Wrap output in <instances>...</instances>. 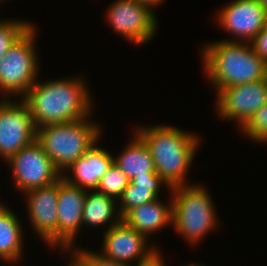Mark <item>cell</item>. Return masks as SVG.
<instances>
[{
  "label": "cell",
  "instance_id": "obj_1",
  "mask_svg": "<svg viewBox=\"0 0 267 266\" xmlns=\"http://www.w3.org/2000/svg\"><path fill=\"white\" fill-rule=\"evenodd\" d=\"M78 77L36 81L22 97L37 128L91 118L92 95L88 83Z\"/></svg>",
  "mask_w": 267,
  "mask_h": 266
},
{
  "label": "cell",
  "instance_id": "obj_2",
  "mask_svg": "<svg viewBox=\"0 0 267 266\" xmlns=\"http://www.w3.org/2000/svg\"><path fill=\"white\" fill-rule=\"evenodd\" d=\"M141 126L134 132L147 145L157 174L170 188L190 185L186 177L201 143L199 136L172 125Z\"/></svg>",
  "mask_w": 267,
  "mask_h": 266
},
{
  "label": "cell",
  "instance_id": "obj_3",
  "mask_svg": "<svg viewBox=\"0 0 267 266\" xmlns=\"http://www.w3.org/2000/svg\"><path fill=\"white\" fill-rule=\"evenodd\" d=\"M201 50L205 75L217 92L267 78V63L250 42L220 40L206 43Z\"/></svg>",
  "mask_w": 267,
  "mask_h": 266
},
{
  "label": "cell",
  "instance_id": "obj_4",
  "mask_svg": "<svg viewBox=\"0 0 267 266\" xmlns=\"http://www.w3.org/2000/svg\"><path fill=\"white\" fill-rule=\"evenodd\" d=\"M100 126L89 117L67 123L48 124L37 128V141L63 175L78 158L99 143L102 135Z\"/></svg>",
  "mask_w": 267,
  "mask_h": 266
},
{
  "label": "cell",
  "instance_id": "obj_5",
  "mask_svg": "<svg viewBox=\"0 0 267 266\" xmlns=\"http://www.w3.org/2000/svg\"><path fill=\"white\" fill-rule=\"evenodd\" d=\"M172 225L180 236L195 246L218 226L216 208L207 188L190 184L171 188Z\"/></svg>",
  "mask_w": 267,
  "mask_h": 266
},
{
  "label": "cell",
  "instance_id": "obj_6",
  "mask_svg": "<svg viewBox=\"0 0 267 266\" xmlns=\"http://www.w3.org/2000/svg\"><path fill=\"white\" fill-rule=\"evenodd\" d=\"M32 25L0 59V91L4 97L21 98L38 80L39 62L35 38L38 31Z\"/></svg>",
  "mask_w": 267,
  "mask_h": 266
},
{
  "label": "cell",
  "instance_id": "obj_7",
  "mask_svg": "<svg viewBox=\"0 0 267 266\" xmlns=\"http://www.w3.org/2000/svg\"><path fill=\"white\" fill-rule=\"evenodd\" d=\"M5 163L12 170L14 187L22 194L31 189L52 185L62 178V174L37 140L23 147Z\"/></svg>",
  "mask_w": 267,
  "mask_h": 266
},
{
  "label": "cell",
  "instance_id": "obj_8",
  "mask_svg": "<svg viewBox=\"0 0 267 266\" xmlns=\"http://www.w3.org/2000/svg\"><path fill=\"white\" fill-rule=\"evenodd\" d=\"M106 19L114 32L141 46L155 36L158 20L149 6L136 0H114L106 9Z\"/></svg>",
  "mask_w": 267,
  "mask_h": 266
},
{
  "label": "cell",
  "instance_id": "obj_9",
  "mask_svg": "<svg viewBox=\"0 0 267 266\" xmlns=\"http://www.w3.org/2000/svg\"><path fill=\"white\" fill-rule=\"evenodd\" d=\"M0 99V157L7 161L37 140V127L27 104L21 99Z\"/></svg>",
  "mask_w": 267,
  "mask_h": 266
},
{
  "label": "cell",
  "instance_id": "obj_10",
  "mask_svg": "<svg viewBox=\"0 0 267 266\" xmlns=\"http://www.w3.org/2000/svg\"><path fill=\"white\" fill-rule=\"evenodd\" d=\"M216 96L218 117L236 120L241 129L267 103V78L222 88Z\"/></svg>",
  "mask_w": 267,
  "mask_h": 266
},
{
  "label": "cell",
  "instance_id": "obj_11",
  "mask_svg": "<svg viewBox=\"0 0 267 266\" xmlns=\"http://www.w3.org/2000/svg\"><path fill=\"white\" fill-rule=\"evenodd\" d=\"M217 11V24L235 37L225 41L251 42L267 25V10L258 0H232Z\"/></svg>",
  "mask_w": 267,
  "mask_h": 266
},
{
  "label": "cell",
  "instance_id": "obj_12",
  "mask_svg": "<svg viewBox=\"0 0 267 266\" xmlns=\"http://www.w3.org/2000/svg\"><path fill=\"white\" fill-rule=\"evenodd\" d=\"M58 192L59 180L23 193L32 229L53 249L58 247Z\"/></svg>",
  "mask_w": 267,
  "mask_h": 266
},
{
  "label": "cell",
  "instance_id": "obj_13",
  "mask_svg": "<svg viewBox=\"0 0 267 266\" xmlns=\"http://www.w3.org/2000/svg\"><path fill=\"white\" fill-rule=\"evenodd\" d=\"M102 248L100 254L114 261L131 265L135 260L138 265L149 259L159 247H154L148 243V239L126 225L122 220L104 231Z\"/></svg>",
  "mask_w": 267,
  "mask_h": 266
},
{
  "label": "cell",
  "instance_id": "obj_14",
  "mask_svg": "<svg viewBox=\"0 0 267 266\" xmlns=\"http://www.w3.org/2000/svg\"><path fill=\"white\" fill-rule=\"evenodd\" d=\"M87 191L59 180L58 192V246L76 247L75 239L82 229L83 208ZM74 242V243H73Z\"/></svg>",
  "mask_w": 267,
  "mask_h": 266
},
{
  "label": "cell",
  "instance_id": "obj_15",
  "mask_svg": "<svg viewBox=\"0 0 267 266\" xmlns=\"http://www.w3.org/2000/svg\"><path fill=\"white\" fill-rule=\"evenodd\" d=\"M112 164V153L98 147L96 143L64 172L62 178L69 184L81 187L86 191L97 190L100 179Z\"/></svg>",
  "mask_w": 267,
  "mask_h": 266
},
{
  "label": "cell",
  "instance_id": "obj_16",
  "mask_svg": "<svg viewBox=\"0 0 267 266\" xmlns=\"http://www.w3.org/2000/svg\"><path fill=\"white\" fill-rule=\"evenodd\" d=\"M159 199L129 210L121 220L149 240L152 234L172 226L173 199L169 198L168 204Z\"/></svg>",
  "mask_w": 267,
  "mask_h": 266
},
{
  "label": "cell",
  "instance_id": "obj_17",
  "mask_svg": "<svg viewBox=\"0 0 267 266\" xmlns=\"http://www.w3.org/2000/svg\"><path fill=\"white\" fill-rule=\"evenodd\" d=\"M17 216L0 202V260L11 265L21 261L25 247L23 225Z\"/></svg>",
  "mask_w": 267,
  "mask_h": 266
},
{
  "label": "cell",
  "instance_id": "obj_18",
  "mask_svg": "<svg viewBox=\"0 0 267 266\" xmlns=\"http://www.w3.org/2000/svg\"><path fill=\"white\" fill-rule=\"evenodd\" d=\"M171 188L157 173L154 176H135L117 200V208L121 218L131 209L139 205L157 200L163 186ZM162 186V187H161ZM161 187V188H160Z\"/></svg>",
  "mask_w": 267,
  "mask_h": 266
},
{
  "label": "cell",
  "instance_id": "obj_19",
  "mask_svg": "<svg viewBox=\"0 0 267 266\" xmlns=\"http://www.w3.org/2000/svg\"><path fill=\"white\" fill-rule=\"evenodd\" d=\"M133 138L116 157L113 164L131 180L135 176H154L157 172L152 155L145 142L133 132Z\"/></svg>",
  "mask_w": 267,
  "mask_h": 266
},
{
  "label": "cell",
  "instance_id": "obj_20",
  "mask_svg": "<svg viewBox=\"0 0 267 266\" xmlns=\"http://www.w3.org/2000/svg\"><path fill=\"white\" fill-rule=\"evenodd\" d=\"M91 191V192H90ZM121 221V216L117 208V201L107 195L97 191L88 190L85 196L82 225L88 227L106 226L110 229Z\"/></svg>",
  "mask_w": 267,
  "mask_h": 266
},
{
  "label": "cell",
  "instance_id": "obj_21",
  "mask_svg": "<svg viewBox=\"0 0 267 266\" xmlns=\"http://www.w3.org/2000/svg\"><path fill=\"white\" fill-rule=\"evenodd\" d=\"M129 182L130 180L126 174L116 165L112 164L100 179L97 191L117 201L128 187Z\"/></svg>",
  "mask_w": 267,
  "mask_h": 266
},
{
  "label": "cell",
  "instance_id": "obj_22",
  "mask_svg": "<svg viewBox=\"0 0 267 266\" xmlns=\"http://www.w3.org/2000/svg\"><path fill=\"white\" fill-rule=\"evenodd\" d=\"M32 25L31 22L17 19L0 20V59Z\"/></svg>",
  "mask_w": 267,
  "mask_h": 266
},
{
  "label": "cell",
  "instance_id": "obj_23",
  "mask_svg": "<svg viewBox=\"0 0 267 266\" xmlns=\"http://www.w3.org/2000/svg\"><path fill=\"white\" fill-rule=\"evenodd\" d=\"M240 130L256 143L267 144V103Z\"/></svg>",
  "mask_w": 267,
  "mask_h": 266
},
{
  "label": "cell",
  "instance_id": "obj_24",
  "mask_svg": "<svg viewBox=\"0 0 267 266\" xmlns=\"http://www.w3.org/2000/svg\"><path fill=\"white\" fill-rule=\"evenodd\" d=\"M256 54L267 63V25L250 42Z\"/></svg>",
  "mask_w": 267,
  "mask_h": 266
},
{
  "label": "cell",
  "instance_id": "obj_25",
  "mask_svg": "<svg viewBox=\"0 0 267 266\" xmlns=\"http://www.w3.org/2000/svg\"><path fill=\"white\" fill-rule=\"evenodd\" d=\"M80 250L94 263L95 266H133L127 263H122L118 261H114L112 259H108L100 254L98 251H91L86 249L80 248Z\"/></svg>",
  "mask_w": 267,
  "mask_h": 266
},
{
  "label": "cell",
  "instance_id": "obj_26",
  "mask_svg": "<svg viewBox=\"0 0 267 266\" xmlns=\"http://www.w3.org/2000/svg\"><path fill=\"white\" fill-rule=\"evenodd\" d=\"M160 253L162 252H160V250H157L149 259L134 266H166Z\"/></svg>",
  "mask_w": 267,
  "mask_h": 266
},
{
  "label": "cell",
  "instance_id": "obj_27",
  "mask_svg": "<svg viewBox=\"0 0 267 266\" xmlns=\"http://www.w3.org/2000/svg\"><path fill=\"white\" fill-rule=\"evenodd\" d=\"M75 266H95L77 246L75 247Z\"/></svg>",
  "mask_w": 267,
  "mask_h": 266
},
{
  "label": "cell",
  "instance_id": "obj_28",
  "mask_svg": "<svg viewBox=\"0 0 267 266\" xmlns=\"http://www.w3.org/2000/svg\"><path fill=\"white\" fill-rule=\"evenodd\" d=\"M60 250H62L65 254V252L69 253L72 252L71 258L69 263L66 266H75V247H61Z\"/></svg>",
  "mask_w": 267,
  "mask_h": 266
},
{
  "label": "cell",
  "instance_id": "obj_29",
  "mask_svg": "<svg viewBox=\"0 0 267 266\" xmlns=\"http://www.w3.org/2000/svg\"><path fill=\"white\" fill-rule=\"evenodd\" d=\"M136 1L149 6L151 9L154 8L155 6L157 7V5L158 6L161 5L164 2V0H136Z\"/></svg>",
  "mask_w": 267,
  "mask_h": 266
},
{
  "label": "cell",
  "instance_id": "obj_30",
  "mask_svg": "<svg viewBox=\"0 0 267 266\" xmlns=\"http://www.w3.org/2000/svg\"><path fill=\"white\" fill-rule=\"evenodd\" d=\"M267 10V0H258Z\"/></svg>",
  "mask_w": 267,
  "mask_h": 266
},
{
  "label": "cell",
  "instance_id": "obj_31",
  "mask_svg": "<svg viewBox=\"0 0 267 266\" xmlns=\"http://www.w3.org/2000/svg\"><path fill=\"white\" fill-rule=\"evenodd\" d=\"M185 266H205V265H202V264H199V263H189L188 265H185Z\"/></svg>",
  "mask_w": 267,
  "mask_h": 266
}]
</instances>
